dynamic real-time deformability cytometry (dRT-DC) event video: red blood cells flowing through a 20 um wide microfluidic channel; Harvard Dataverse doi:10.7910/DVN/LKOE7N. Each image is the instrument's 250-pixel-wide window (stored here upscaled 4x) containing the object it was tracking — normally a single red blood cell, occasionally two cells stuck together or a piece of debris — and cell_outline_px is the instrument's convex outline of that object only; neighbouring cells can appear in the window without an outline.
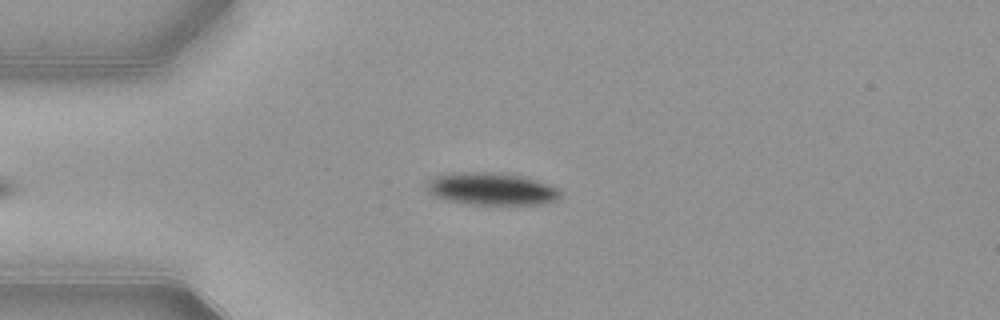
{"species": "common noctule bat (a hibernating species)", "species_latin": "Nyctalus noctula", "temperature_condition": "warm", "stored_images_in_passage": 40, "camera_frame_rate_fps": 3000, "um_per_image_px": 0.085, "animal": {"sex": "female", "body_mass_g": 21.9}, "frame": {"image": 1, "passage_image": 4, "time_ms": 1.0, "image_size_px": [1000, 320], "cell_outline_px": [[560, 196], [556, 200], [544, 204], [468, 204], [448, 200], [436, 196], [428, 188], [428, 180], [436, 176], [456, 172], [500, 172], [520, 176], [536, 180], [560, 188]], "centroid_in_image_um": [41.83, 16.05], "position_along_channel_um": 43.2, "area_um2": 24.97}}
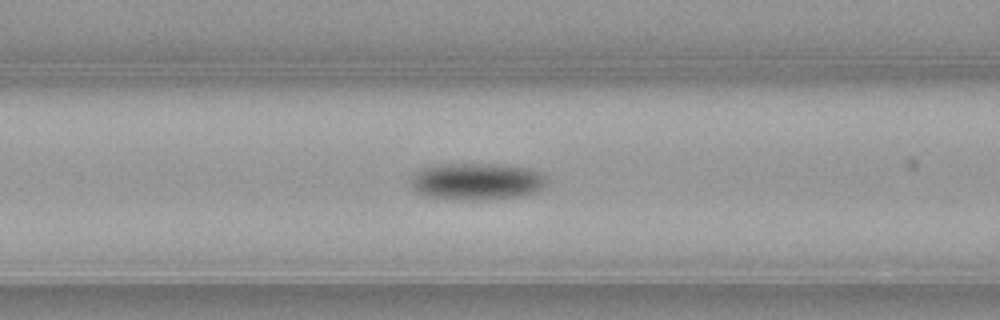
{"frame": {"image": 2, "passage_image": 12, "time_ms": 3.667, "image_size_px": [1000, 320], "cell_outline_px": [[548, 180], [536, 192], [524, 196], [488, 200], [452, 200], [424, 196], [416, 192], [412, 188], [408, 180], [420, 168], [432, 164], [500, 164], [528, 168], [540, 172]], "centroid_in_image_um": [40.46, 15.43], "position_along_channel_um": 126.1, "area_um2": 30.0}}
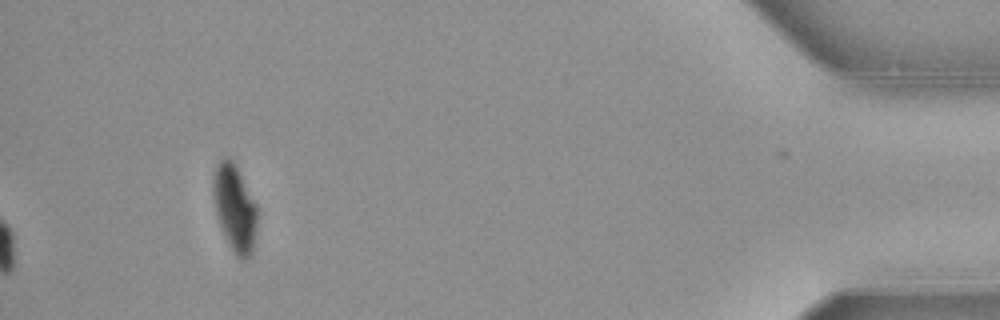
{"frame": {"image": 3, "passage_image": 40, "time_ms": 13.0, "image_size_px": [1000, 320], "cell_outline_px": [[256, 232], [252, 256], [244, 260], [240, 260], [236, 256], [220, 224], [212, 192], [212, 176], [216, 164], [220, 156], [228, 156], [236, 164], [256, 204]], "centroid_in_image_um": [19.95, 17.62], "position_along_channel_um": 415.3, "area_um2": 22.31}, "authors_computed_cell_mechanics": {"area_um2": 27.9463, "velocity_mm_per_s": 3.8736, "shape_relaxation_time_tau1_ms": 2.1195, "shape_relaxation_time_tau2_ms": null, "deformation_change_tau1": 0.1164, "deformation_change_tau2": null}}